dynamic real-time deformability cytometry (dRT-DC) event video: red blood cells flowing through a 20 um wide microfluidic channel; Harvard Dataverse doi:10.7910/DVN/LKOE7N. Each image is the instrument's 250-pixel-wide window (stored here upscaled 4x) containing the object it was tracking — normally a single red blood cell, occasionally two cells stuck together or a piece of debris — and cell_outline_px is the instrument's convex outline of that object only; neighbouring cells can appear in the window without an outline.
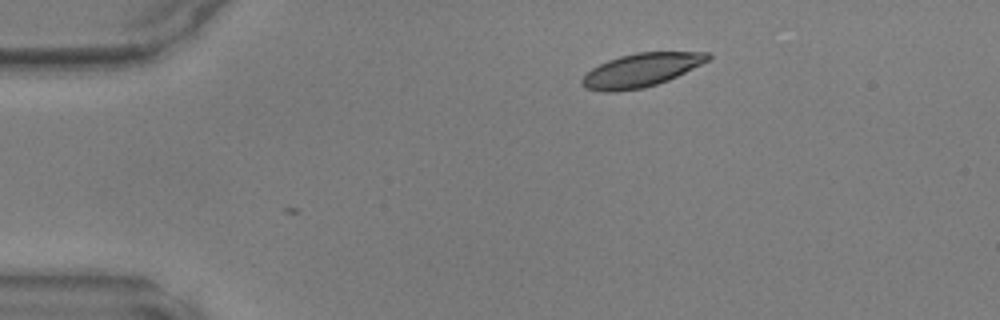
{"species": "common noctule bat (a hibernating species)", "species_latin": "Nyctalus noctula", "temperature_condition": "warm", "stored_images_in_passage": 4, "camera_frame_rate_fps": 3000, "um_per_image_px": 0.085, "animal": {"sex": "male", "body_mass_g": 17.9, "forearm_length_mm": 54.2}, "frame": {"image": 1, "passage_image": 4, "time_ms": 1.0, "image_size_px": [1000, 320], "cell_outline_px": [[712, 56], [708, 60], [668, 80], [644, 88], [616, 92], [604, 92], [584, 88], [580, 84], [580, 80], [592, 68], [608, 60], [620, 56], [636, 52], [708, 52]], "centroid_in_image_um": [54.44, 5.97], "position_along_channel_um": 30.6, "area_um2": 24.45}}